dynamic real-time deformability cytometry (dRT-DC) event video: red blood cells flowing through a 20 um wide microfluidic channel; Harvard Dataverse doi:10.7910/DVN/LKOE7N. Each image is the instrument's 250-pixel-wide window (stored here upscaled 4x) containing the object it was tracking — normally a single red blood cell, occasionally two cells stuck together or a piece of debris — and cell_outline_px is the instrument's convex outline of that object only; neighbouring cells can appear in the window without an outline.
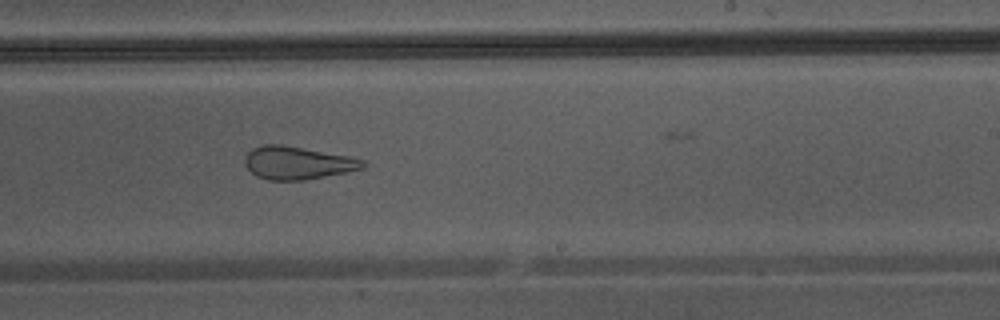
{"species": "Egyptian fruit bat (a non-hibernating species)", "species_latin": "Rousettus aegyptiacus", "temperature_condition": "warm", "stored_images_in_passage": 37, "camera_frame_rate_fps": 3000, "um_per_image_px": 0.085, "animal": {"sex": "male"}, "frame": {"image": 1, "passage_image": 27, "time_ms": 8.667, "image_size_px": [1000, 320], "cell_outline_px": [[368, 164], [364, 168], [304, 180], [268, 180], [256, 176], [244, 164], [244, 156], [252, 148], [264, 144], [280, 144], [348, 156], [364, 160]], "centroid_in_image_um": [25.26, 13.84], "position_along_channel_um": 263.7, "area_um2": 22.48}}